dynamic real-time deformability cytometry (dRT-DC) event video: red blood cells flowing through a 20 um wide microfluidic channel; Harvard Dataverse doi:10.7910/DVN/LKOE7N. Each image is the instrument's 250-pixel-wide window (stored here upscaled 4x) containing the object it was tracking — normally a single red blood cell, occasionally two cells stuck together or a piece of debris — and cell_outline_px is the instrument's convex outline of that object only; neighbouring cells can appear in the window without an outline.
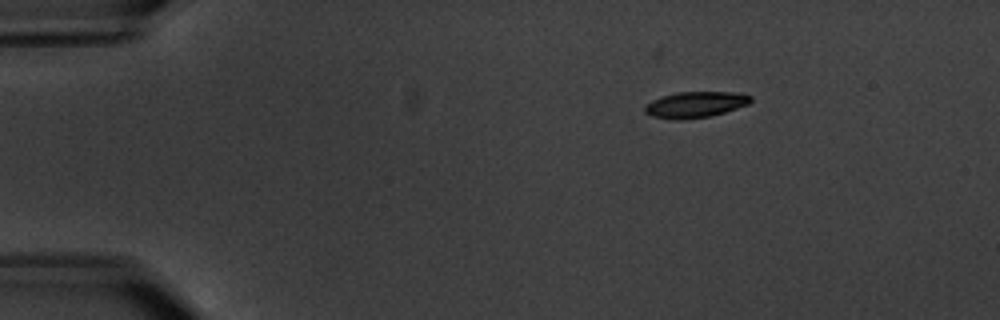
{"species": "common noctule bat (a hibernating species)", "species_latin": "Nyctalus noctula", "temperature_condition": "warm", "stored_images_in_passage": 4, "camera_frame_rate_fps": 3000, "um_per_image_px": 0.085, "animal": {"sex": "male", "body_mass_g": 20.1, "forearm_length_mm": 53.5}, "frame": {"image": 1, "passage_image": 1, "time_ms": 0.0, "image_size_px": [1000, 320], "cell_outline_px": [[752, 100], [748, 104], [712, 116], [684, 120], [672, 120], [652, 116], [644, 112], [644, 104], [652, 100], [676, 92], [728, 92], [752, 96]], "centroid_in_image_um": [59.05, 8.91], "position_along_channel_um": 26.0, "area_um2": 16.07}}